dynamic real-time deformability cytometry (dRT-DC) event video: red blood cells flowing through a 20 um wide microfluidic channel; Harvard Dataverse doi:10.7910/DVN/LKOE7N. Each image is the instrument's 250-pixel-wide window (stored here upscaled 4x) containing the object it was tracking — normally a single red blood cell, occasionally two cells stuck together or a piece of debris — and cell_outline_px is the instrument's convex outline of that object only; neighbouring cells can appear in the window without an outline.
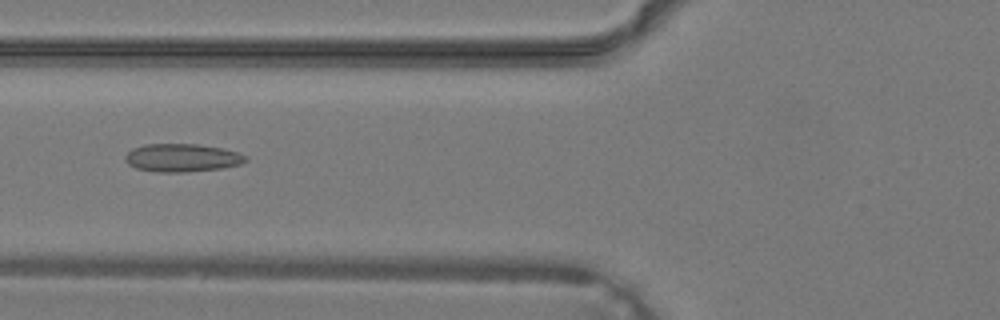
{"species": "common noctule bat (a hibernating species)", "species_latin": "Nyctalus noctula", "temperature_condition": "warm", "stored_images_in_passage": 33, "camera_frame_rate_fps": 3000, "um_per_image_px": 0.085, "animal": {"sex": "male", "body_mass_g": 19.2, "forearm_length_mm": 51.8}, "frame": {"image": 1, "passage_image": 9, "time_ms": 2.667, "image_size_px": [1000, 320], "cell_outline_px": [[248, 160], [240, 164], [220, 168], [184, 172], [156, 172], [136, 168], [128, 164], [124, 160], [124, 156], [132, 148], [144, 144], [196, 144], [220, 148], [236, 152], [248, 156]], "centroid_in_image_um": [15.43, 13.41], "position_along_channel_um": 110.4, "area_um2": 19.65}}
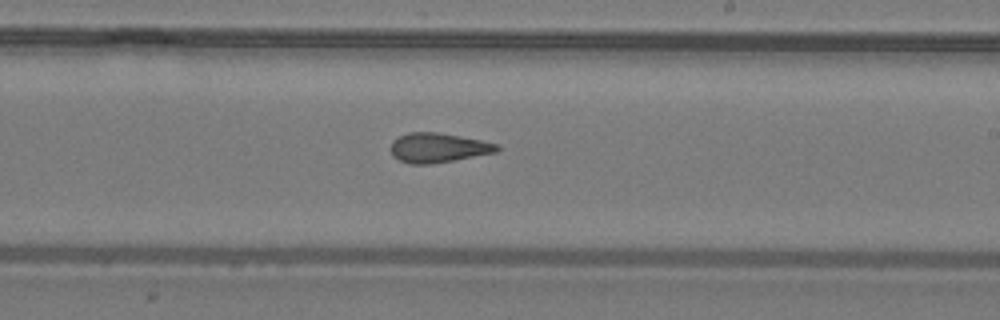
{"frame": {"image": 2, "passage_image": 17, "time_ms": 5.333, "image_size_px": [1000, 320], "cell_outline_px": [[500, 148], [496, 152], [432, 164], [408, 164], [392, 156], [392, 140], [408, 132], [436, 132], [480, 140], [496, 144]], "centroid_in_image_um": [37.2, 12.56], "position_along_channel_um": 251.8, "area_um2": 18.03}}
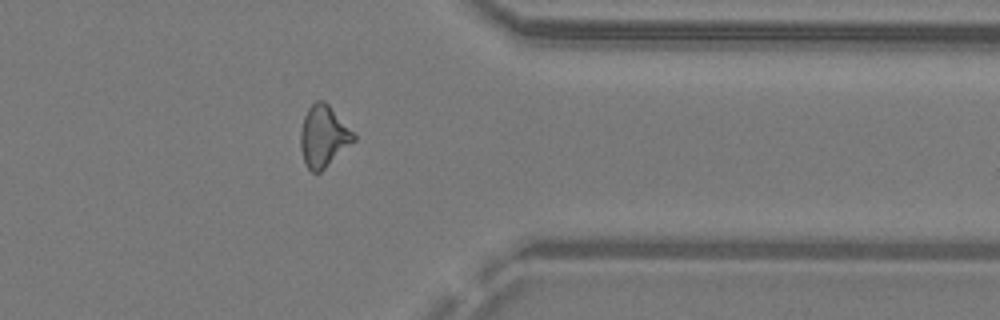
{"frame": {"image": 3, "passage_image": 25, "time_ms": 8.0, "image_size_px": [1000, 320], "cell_outline_px": [[356, 140], [320, 172], [312, 172], [308, 168], [304, 160], [300, 148], [300, 132], [304, 116], [308, 108], [316, 100], [324, 100], [328, 104], [356, 136]], "centroid_in_image_um": [27.48, 11.58], "position_along_channel_um": 383.9, "area_um2": 18.79}}